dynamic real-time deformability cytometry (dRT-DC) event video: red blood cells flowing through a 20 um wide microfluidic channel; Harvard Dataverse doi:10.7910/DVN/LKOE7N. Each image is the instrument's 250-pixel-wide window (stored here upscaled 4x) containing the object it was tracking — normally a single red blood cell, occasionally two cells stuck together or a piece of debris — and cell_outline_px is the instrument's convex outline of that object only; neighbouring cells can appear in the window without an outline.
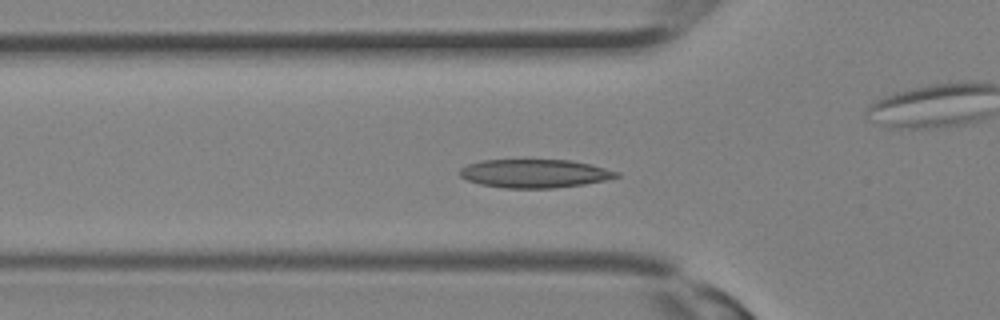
{"species": "Egyptian fruit bat (a non-hibernating species)", "species_latin": "Rousettus aegyptiacus", "temperature_condition": "room temperature", "stored_images_in_passage": 32, "segment_of_instrument_passage": [1, 2], "camera_frame_rate_fps": 3000, "um_per_image_px": 0.085, "animal": {"sex": "female"}, "frame": {"image": 1, "passage_image": 10, "time_ms": 3.0, "image_size_px": [1000, 320], "cell_outline_px": [[620, 176], [604, 180], [584, 184], [552, 188], [504, 188], [480, 184], [468, 180], [460, 176], [460, 168], [468, 164], [480, 160], [572, 160], [620, 172]], "centroid_in_image_um": [45.42, 14.74], "position_along_channel_um": 80.4, "area_um2": 25.84}}
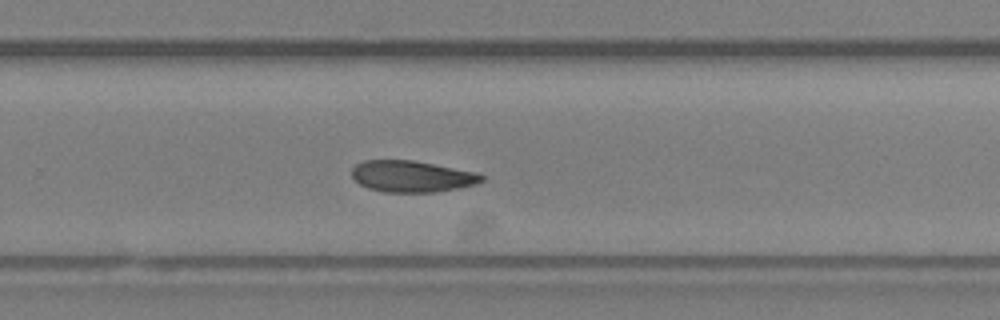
{"frame": {"image": 2, "passage_image": 20, "time_ms": 6.333, "image_size_px": [1000, 320], "cell_outline_px": [[484, 180], [476, 184], [436, 192], [384, 192], [368, 188], [360, 184], [352, 176], [352, 168], [356, 164], [364, 160], [412, 160], [476, 172], [484, 176]], "centroid_in_image_um": [34.99, 14.99], "position_along_channel_um": 294.8, "area_um2": 23.64}}
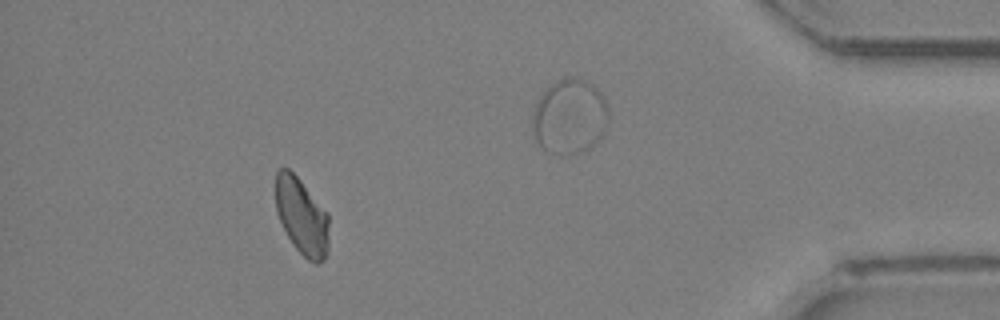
{"frame": {"image": 3, "passage_image": 28, "time_ms": 9.0, "image_size_px": [1000, 320], "cell_outline_px": [[328, 252], [324, 260], [316, 264], [308, 260], [292, 244], [276, 212], [276, 172], [280, 168], [288, 168], [300, 180], [328, 212]], "centroid_in_image_um": [25.66, 18.4], "position_along_channel_um": 409.5, "area_um2": 23.81}}